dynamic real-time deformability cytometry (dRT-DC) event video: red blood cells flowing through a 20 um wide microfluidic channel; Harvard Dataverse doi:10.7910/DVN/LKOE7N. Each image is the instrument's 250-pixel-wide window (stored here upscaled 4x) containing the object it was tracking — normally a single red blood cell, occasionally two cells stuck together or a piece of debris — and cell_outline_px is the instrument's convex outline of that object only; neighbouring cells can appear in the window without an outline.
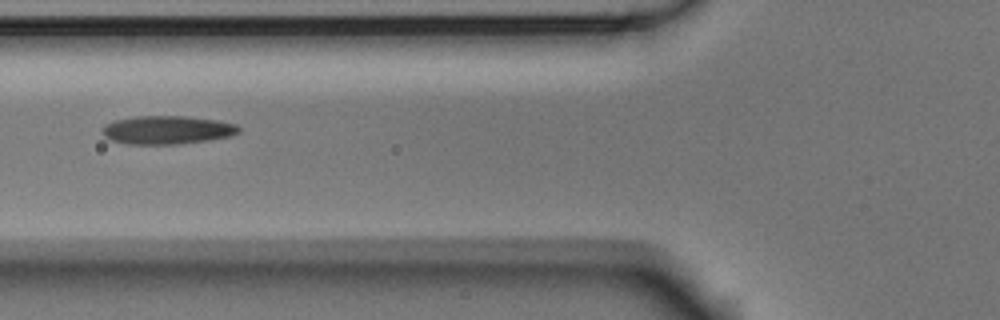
{"species": "Egyptian fruit bat (a non-hibernating species)", "species_latin": "Rousettus aegyptiacus", "temperature_condition": "room temperature", "stored_images_in_passage": 9, "camera_frame_rate_fps": 3000, "um_per_image_px": 0.085, "animal": {"sex": "male"}, "frame": {"image": 1, "passage_image": 6, "time_ms": 1.667, "image_size_px": [1000, 320], "cell_outline_px": [[240, 132], [228, 136], [208, 140], [180, 144], [128, 144], [112, 140], [104, 136], [100, 132], [100, 128], [104, 124], [112, 120], [136, 116], [184, 116], [220, 120], [236, 124], [240, 128]], "centroid_in_image_um": [14.16, 11.03], "position_along_channel_um": 111.6, "area_um2": 22.83}}
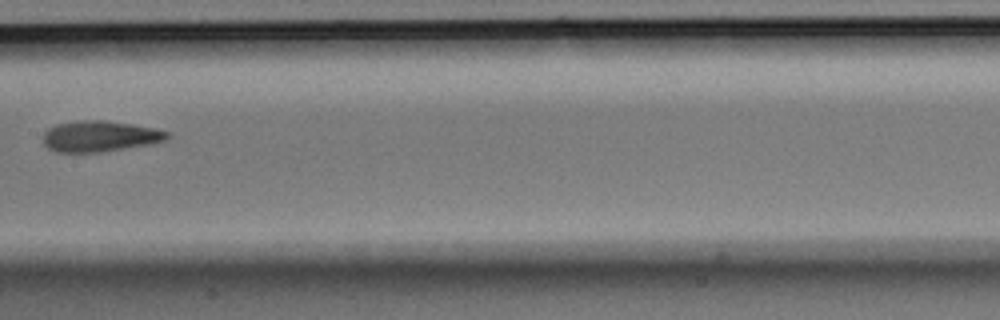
{"frame": {"image": 2, "passage_image": 8, "time_ms": 2.333, "image_size_px": [1000, 320], "cell_outline_px": [[168, 136], [164, 140], [152, 144], [100, 152], [56, 152], [48, 148], [44, 144], [44, 132], [48, 128], [56, 124], [80, 120], [104, 120], [132, 124], [156, 128], [168, 132]], "centroid_in_image_um": [8.47, 11.58], "position_along_channel_um": 198.9, "area_um2": 22.31}}
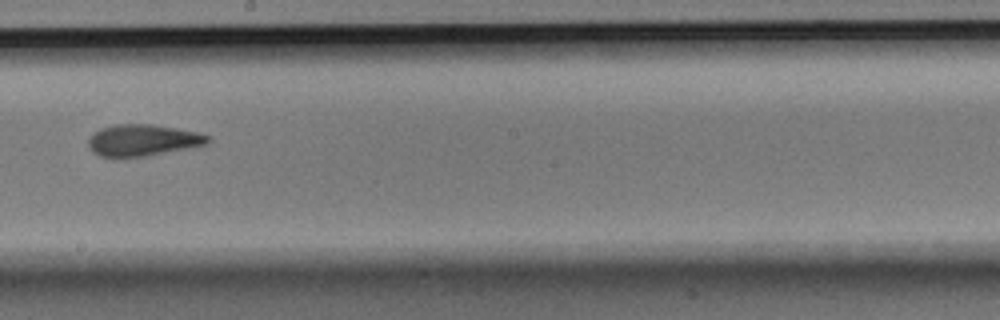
{"frame": {"image": 3, "passage_image": 9, "time_ms": 2.667, "image_size_px": [1000, 320], "cell_outline_px": [[212, 140], [208, 144], [188, 148], [144, 156], [120, 160], [112, 160], [100, 156], [92, 152], [88, 144], [88, 140], [92, 132], [100, 128], [116, 124], [152, 124], [200, 132], [212, 136]], "centroid_in_image_um": [12.11, 11.94], "position_along_channel_um": 236.1, "area_um2": 22.77}}